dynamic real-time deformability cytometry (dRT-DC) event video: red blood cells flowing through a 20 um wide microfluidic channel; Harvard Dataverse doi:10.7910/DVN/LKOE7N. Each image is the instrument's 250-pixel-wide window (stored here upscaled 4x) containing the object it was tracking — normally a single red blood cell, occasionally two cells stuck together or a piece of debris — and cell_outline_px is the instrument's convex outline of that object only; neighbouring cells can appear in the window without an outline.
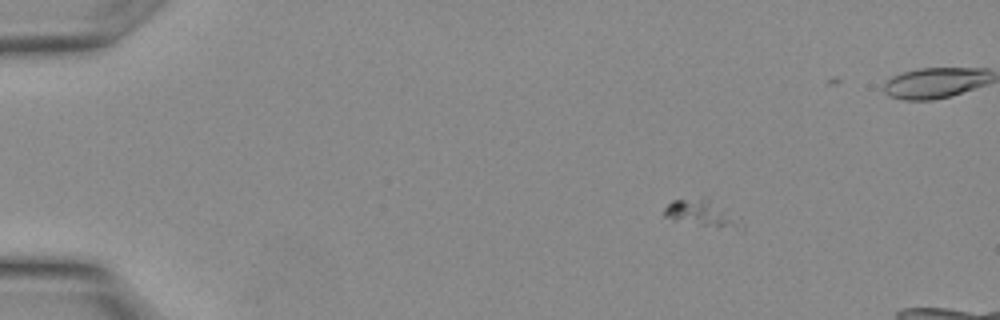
{"species": "Egyptian fruit bat (a non-hibernating species)", "species_latin": "Rousettus aegyptiacus", "temperature_condition": "warm", "stored_images_in_passage": 12, "camera_frame_rate_fps": 3000, "um_per_image_px": 0.085, "animal": {"sex": "female"}, "frame": {"image": 1, "passage_image": 4, "time_ms": 1.0, "image_size_px": [1000, 320], "cell_outline_px": [[744, 228], [736, 228], [700, 224], [672, 220], [664, 216], [664, 208], [672, 200], [708, 200], [740, 216], [744, 224]], "centroid_in_image_um": [59.69, 18.16], "position_along_channel_um": 25.3, "area_um2": 11.21}}
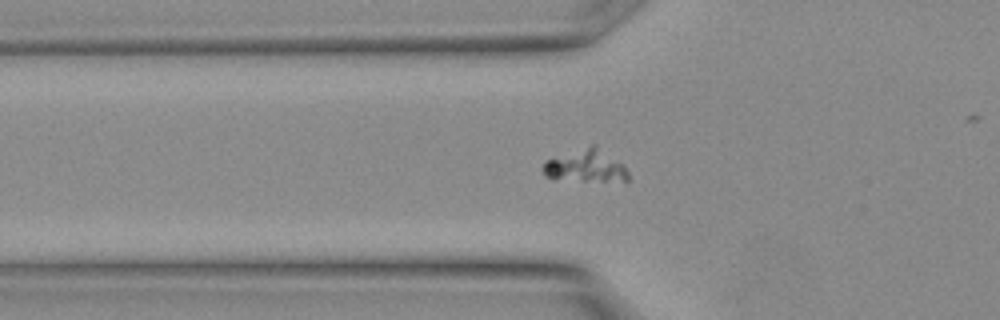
{"frame": {"image": 2, "passage_image": 10, "time_ms": 3.0, "image_size_px": [1000, 320], "cell_outline_px": [[628, 180], [552, 180], [544, 176], [540, 168], [544, 160], [592, 144], [596, 144], [624, 164], [628, 172]], "centroid_in_image_um": [49.71, 14.09], "position_along_channel_um": 76.1, "area_um2": 16.47}}